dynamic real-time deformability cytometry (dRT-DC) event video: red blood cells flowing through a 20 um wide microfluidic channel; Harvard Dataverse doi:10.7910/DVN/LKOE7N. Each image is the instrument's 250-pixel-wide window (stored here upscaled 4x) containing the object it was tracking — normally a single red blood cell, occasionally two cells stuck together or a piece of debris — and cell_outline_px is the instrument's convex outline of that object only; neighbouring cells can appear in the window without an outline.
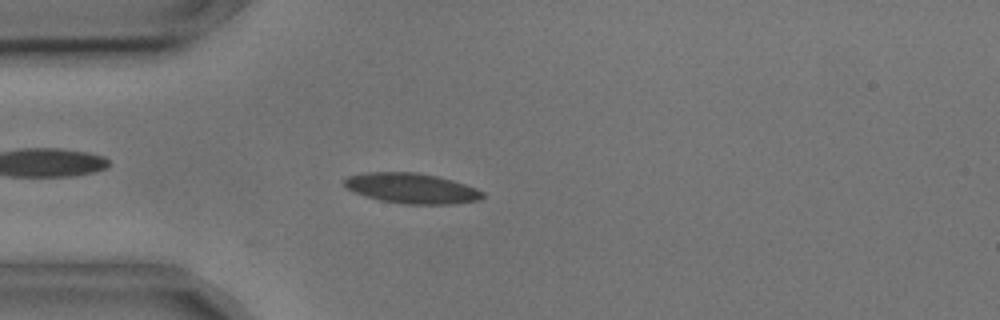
{"species": "common noctule bat (a hibernating species)", "species_latin": "Nyctalus noctula", "temperature_condition": "cold", "stored_images_in_passage": 53, "camera_frame_rate_fps": 3000, "um_per_image_px": 0.085, "animal": {"sex": "male", "body_mass_g": 17.9, "forearm_length_mm": 54.2}, "frame": {"image": 1, "passage_image": 13, "time_ms": 4.0, "image_size_px": [1000, 320], "cell_outline_px": [[484, 196], [480, 200], [452, 204], [404, 204], [380, 200], [364, 196], [348, 188], [344, 184], [344, 180], [348, 176], [364, 172], [416, 172], [436, 176], [452, 180], [476, 188], [484, 192]], "centroid_in_image_um": [35.0, 16.0], "position_along_channel_um": 50.0, "area_um2": 24.33}}
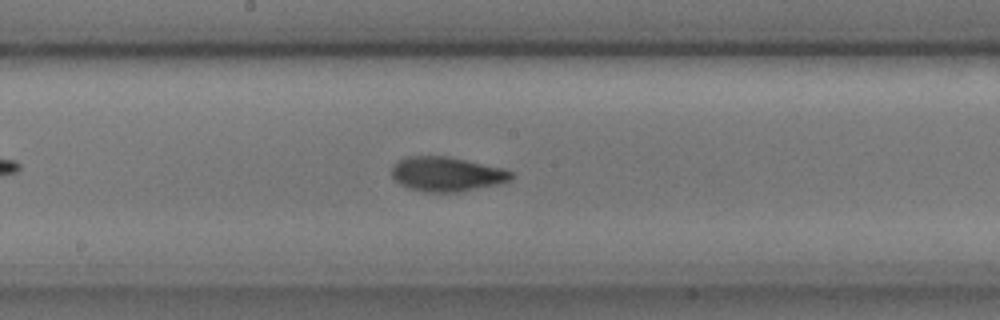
{"frame": {"image": 2, "passage_image": 27, "time_ms": 8.667, "image_size_px": [1000, 320], "cell_outline_px": [[516, 176], [512, 180], [500, 184], [456, 192], [424, 192], [408, 188], [400, 184], [392, 176], [392, 164], [408, 156], [448, 156], [504, 168], [512, 172]], "centroid_in_image_um": [38.0, 14.8], "position_along_channel_um": 210.2, "area_um2": 24.22}}
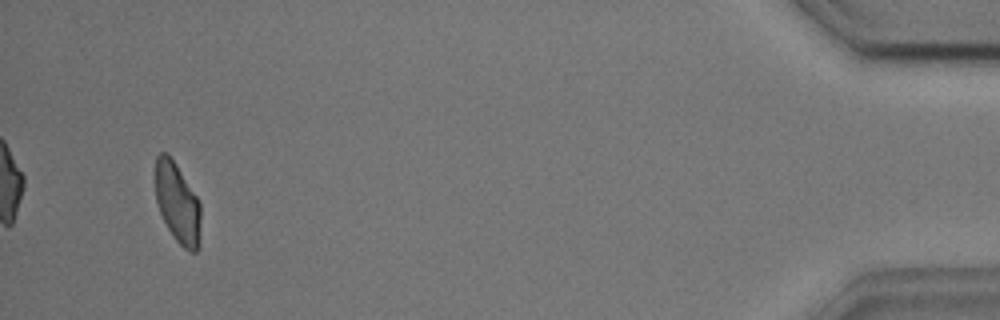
{"frame": {"image": 3, "passage_image": 51, "time_ms": 16.667, "image_size_px": [1000, 320], "cell_outline_px": [[200, 244], [196, 252], [192, 252], [184, 248], [176, 240], [168, 228], [160, 212], [156, 200], [156, 156], [160, 152], [168, 152], [176, 164], [196, 196], [200, 204]], "centroid_in_image_um": [15.09, 17.26], "position_along_channel_um": 420.1, "area_um2": 21.04}, "authors_computed_cell_mechanics": {"area_um2": 22.5998, "velocity_mm_per_s": 3.6111, "shape_relaxation_time_tau1_ms": 4.0831, "shape_relaxation_time_tau2_ms": 1.0909, "deformation_change_tau1": 0.1407, "deformation_change_tau2": 0.0499}}